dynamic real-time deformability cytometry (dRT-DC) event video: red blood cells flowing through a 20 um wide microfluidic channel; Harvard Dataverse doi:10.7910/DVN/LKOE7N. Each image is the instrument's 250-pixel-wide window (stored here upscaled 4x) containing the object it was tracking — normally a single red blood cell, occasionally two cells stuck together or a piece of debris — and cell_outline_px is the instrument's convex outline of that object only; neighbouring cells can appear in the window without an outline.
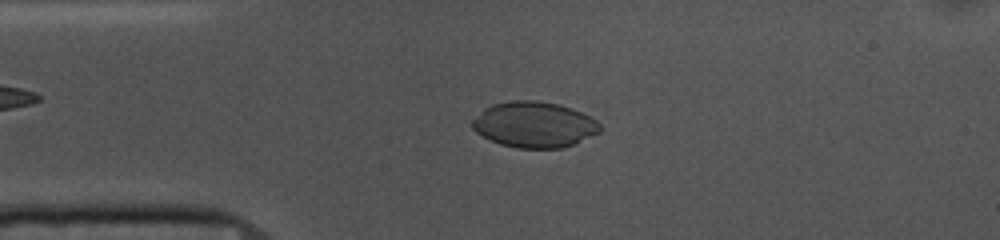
{"species": "common noctule bat (a hibernating species)", "species_latin": "Nyctalus noctula", "temperature_condition": "cold", "stored_images_in_passage": 52, "camera_frame_rate_fps": 3000, "um_per_image_px": 0.085, "animal": {"sex": "female", "body_mass_g": 10.0, "forearm_length_mm": 53.1}, "frame": {"image": 1, "passage_image": 10, "time_ms": 3.0, "image_size_px": [1000, 240], "cell_outline_px": [[600, 132], [572, 144], [560, 148], [516, 148], [500, 144], [476, 132], [472, 128], [472, 120], [484, 108], [492, 104], [512, 100], [536, 100], [560, 104], [572, 108], [596, 120], [600, 124]], "centroid_in_image_um": [45.39, 10.58], "position_along_channel_um": 39.6, "area_um2": 33.93}}
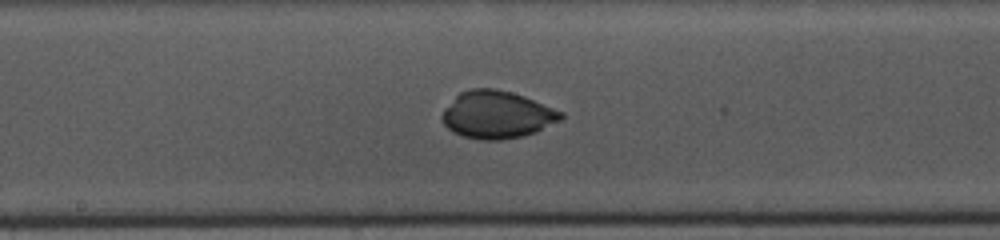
{"frame": {"image": 2, "passage_image": 25, "time_ms": 8.0, "image_size_px": [1000, 240], "cell_outline_px": [[564, 116], [560, 120], [536, 132], [524, 136], [500, 140], [480, 140], [464, 136], [452, 132], [444, 124], [440, 116], [444, 108], [460, 92], [468, 88], [496, 88], [512, 92], [524, 96], [564, 112]], "centroid_in_image_um": [42.23, 9.74], "position_along_channel_um": 206.0, "area_um2": 33.06}}
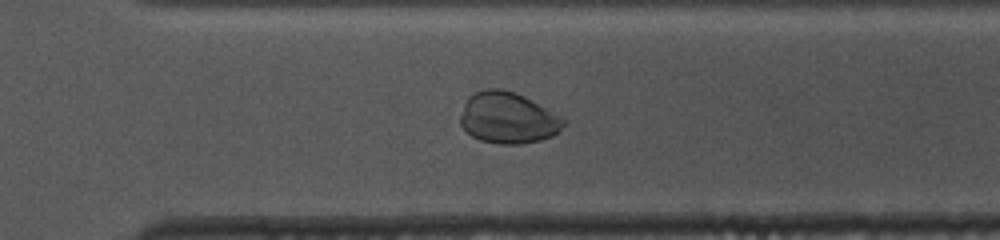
{"frame": {"image": 3, "passage_image": 35, "time_ms": 11.333, "image_size_px": [1000, 240], "cell_outline_px": [[568, 124], [560, 132], [552, 136], [540, 140], [520, 144], [500, 144], [480, 140], [472, 136], [460, 124], [460, 116], [464, 104], [468, 96], [484, 88], [500, 88], [524, 96], [532, 100], [568, 120]], "centroid_in_image_um": [43.21, 10.02], "position_along_channel_um": 327.4, "area_um2": 31.1}}